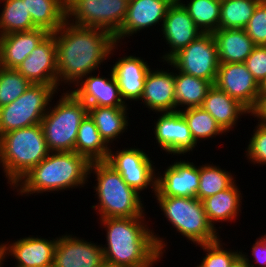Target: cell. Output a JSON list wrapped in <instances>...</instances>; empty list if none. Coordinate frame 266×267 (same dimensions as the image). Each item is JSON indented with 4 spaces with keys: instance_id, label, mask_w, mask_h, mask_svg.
I'll return each mask as SVG.
<instances>
[{
    "instance_id": "1",
    "label": "cell",
    "mask_w": 266,
    "mask_h": 267,
    "mask_svg": "<svg viewBox=\"0 0 266 267\" xmlns=\"http://www.w3.org/2000/svg\"><path fill=\"white\" fill-rule=\"evenodd\" d=\"M53 34L57 47L58 87L61 83L77 85L118 47L114 35L109 32L67 21Z\"/></svg>"
},
{
    "instance_id": "2",
    "label": "cell",
    "mask_w": 266,
    "mask_h": 267,
    "mask_svg": "<svg viewBox=\"0 0 266 267\" xmlns=\"http://www.w3.org/2000/svg\"><path fill=\"white\" fill-rule=\"evenodd\" d=\"M144 218L100 219L107 231V247H102L105 261L124 267H152L160 260L166 247L164 238L148 229Z\"/></svg>"
},
{
    "instance_id": "3",
    "label": "cell",
    "mask_w": 266,
    "mask_h": 267,
    "mask_svg": "<svg viewBox=\"0 0 266 267\" xmlns=\"http://www.w3.org/2000/svg\"><path fill=\"white\" fill-rule=\"evenodd\" d=\"M91 162L73 152H51L13 187L18 194L68 190L85 185ZM88 175V176H87ZM16 187V188H15Z\"/></svg>"
},
{
    "instance_id": "4",
    "label": "cell",
    "mask_w": 266,
    "mask_h": 267,
    "mask_svg": "<svg viewBox=\"0 0 266 267\" xmlns=\"http://www.w3.org/2000/svg\"><path fill=\"white\" fill-rule=\"evenodd\" d=\"M49 153L41 123L0 136V164L11 187Z\"/></svg>"
},
{
    "instance_id": "5",
    "label": "cell",
    "mask_w": 266,
    "mask_h": 267,
    "mask_svg": "<svg viewBox=\"0 0 266 267\" xmlns=\"http://www.w3.org/2000/svg\"><path fill=\"white\" fill-rule=\"evenodd\" d=\"M91 173L96 174L97 186L94 191L99 199L92 208L97 209L101 219L145 217L140 194L111 165L106 161L91 162L89 175Z\"/></svg>"
},
{
    "instance_id": "6",
    "label": "cell",
    "mask_w": 266,
    "mask_h": 267,
    "mask_svg": "<svg viewBox=\"0 0 266 267\" xmlns=\"http://www.w3.org/2000/svg\"><path fill=\"white\" fill-rule=\"evenodd\" d=\"M57 105L44 115L43 128L50 152H73L81 121L88 114V107L72 92L62 94Z\"/></svg>"
},
{
    "instance_id": "7",
    "label": "cell",
    "mask_w": 266,
    "mask_h": 267,
    "mask_svg": "<svg viewBox=\"0 0 266 267\" xmlns=\"http://www.w3.org/2000/svg\"><path fill=\"white\" fill-rule=\"evenodd\" d=\"M155 197L166 219L183 237L197 246L220 239L217 229L209 223L202 201L197 197Z\"/></svg>"
},
{
    "instance_id": "8",
    "label": "cell",
    "mask_w": 266,
    "mask_h": 267,
    "mask_svg": "<svg viewBox=\"0 0 266 267\" xmlns=\"http://www.w3.org/2000/svg\"><path fill=\"white\" fill-rule=\"evenodd\" d=\"M57 88L58 86L31 84L18 99L1 107L0 136L41 123Z\"/></svg>"
},
{
    "instance_id": "9",
    "label": "cell",
    "mask_w": 266,
    "mask_h": 267,
    "mask_svg": "<svg viewBox=\"0 0 266 267\" xmlns=\"http://www.w3.org/2000/svg\"><path fill=\"white\" fill-rule=\"evenodd\" d=\"M127 8L126 0H66V21L115 36L124 23Z\"/></svg>"
},
{
    "instance_id": "10",
    "label": "cell",
    "mask_w": 266,
    "mask_h": 267,
    "mask_svg": "<svg viewBox=\"0 0 266 267\" xmlns=\"http://www.w3.org/2000/svg\"><path fill=\"white\" fill-rule=\"evenodd\" d=\"M167 63L174 67V70L214 84L219 61L217 44L213 34L203 33L176 53Z\"/></svg>"
},
{
    "instance_id": "11",
    "label": "cell",
    "mask_w": 266,
    "mask_h": 267,
    "mask_svg": "<svg viewBox=\"0 0 266 267\" xmlns=\"http://www.w3.org/2000/svg\"><path fill=\"white\" fill-rule=\"evenodd\" d=\"M110 148L106 162L117 170L123 180L139 194L150 186L156 192L157 175L151 158L143 150L125 148L114 152Z\"/></svg>"
},
{
    "instance_id": "12",
    "label": "cell",
    "mask_w": 266,
    "mask_h": 267,
    "mask_svg": "<svg viewBox=\"0 0 266 267\" xmlns=\"http://www.w3.org/2000/svg\"><path fill=\"white\" fill-rule=\"evenodd\" d=\"M251 111L260 96V85L245 63H219L213 84Z\"/></svg>"
},
{
    "instance_id": "13",
    "label": "cell",
    "mask_w": 266,
    "mask_h": 267,
    "mask_svg": "<svg viewBox=\"0 0 266 267\" xmlns=\"http://www.w3.org/2000/svg\"><path fill=\"white\" fill-rule=\"evenodd\" d=\"M31 84L58 86L57 47L49 33L16 68Z\"/></svg>"
},
{
    "instance_id": "14",
    "label": "cell",
    "mask_w": 266,
    "mask_h": 267,
    "mask_svg": "<svg viewBox=\"0 0 266 267\" xmlns=\"http://www.w3.org/2000/svg\"><path fill=\"white\" fill-rule=\"evenodd\" d=\"M161 28L166 44L170 47L169 52L161 57L164 59L163 62L169 61L181 49L203 34L178 0H174L168 7Z\"/></svg>"
},
{
    "instance_id": "15",
    "label": "cell",
    "mask_w": 266,
    "mask_h": 267,
    "mask_svg": "<svg viewBox=\"0 0 266 267\" xmlns=\"http://www.w3.org/2000/svg\"><path fill=\"white\" fill-rule=\"evenodd\" d=\"M154 125V135L158 147L173 155H185L193 151L194 142L187 122L180 111L160 112Z\"/></svg>"
},
{
    "instance_id": "16",
    "label": "cell",
    "mask_w": 266,
    "mask_h": 267,
    "mask_svg": "<svg viewBox=\"0 0 266 267\" xmlns=\"http://www.w3.org/2000/svg\"><path fill=\"white\" fill-rule=\"evenodd\" d=\"M97 245L68 234L57 237L52 267H100L105 260Z\"/></svg>"
},
{
    "instance_id": "17",
    "label": "cell",
    "mask_w": 266,
    "mask_h": 267,
    "mask_svg": "<svg viewBox=\"0 0 266 267\" xmlns=\"http://www.w3.org/2000/svg\"><path fill=\"white\" fill-rule=\"evenodd\" d=\"M157 175L155 196L197 197L199 166L196 167L193 162H174L164 174L158 172Z\"/></svg>"
},
{
    "instance_id": "18",
    "label": "cell",
    "mask_w": 266,
    "mask_h": 267,
    "mask_svg": "<svg viewBox=\"0 0 266 267\" xmlns=\"http://www.w3.org/2000/svg\"><path fill=\"white\" fill-rule=\"evenodd\" d=\"M174 0H133L128 2L127 15L120 30L115 34V42L132 36L134 33L155 26H161L168 7Z\"/></svg>"
},
{
    "instance_id": "19",
    "label": "cell",
    "mask_w": 266,
    "mask_h": 267,
    "mask_svg": "<svg viewBox=\"0 0 266 267\" xmlns=\"http://www.w3.org/2000/svg\"><path fill=\"white\" fill-rule=\"evenodd\" d=\"M110 78L85 76L77 85V89L71 90L87 107H127L120 95L117 81L111 70Z\"/></svg>"
},
{
    "instance_id": "20",
    "label": "cell",
    "mask_w": 266,
    "mask_h": 267,
    "mask_svg": "<svg viewBox=\"0 0 266 267\" xmlns=\"http://www.w3.org/2000/svg\"><path fill=\"white\" fill-rule=\"evenodd\" d=\"M57 238L24 237L15 242L5 243V257H15L17 265L24 267H52ZM8 254V256H7Z\"/></svg>"
},
{
    "instance_id": "21",
    "label": "cell",
    "mask_w": 266,
    "mask_h": 267,
    "mask_svg": "<svg viewBox=\"0 0 266 267\" xmlns=\"http://www.w3.org/2000/svg\"><path fill=\"white\" fill-rule=\"evenodd\" d=\"M168 71L150 68L146 75L141 101L153 112L176 111L175 73Z\"/></svg>"
},
{
    "instance_id": "22",
    "label": "cell",
    "mask_w": 266,
    "mask_h": 267,
    "mask_svg": "<svg viewBox=\"0 0 266 267\" xmlns=\"http://www.w3.org/2000/svg\"><path fill=\"white\" fill-rule=\"evenodd\" d=\"M117 81L120 95L126 100H141L145 79L150 66L140 57L123 56L111 68Z\"/></svg>"
},
{
    "instance_id": "23",
    "label": "cell",
    "mask_w": 266,
    "mask_h": 267,
    "mask_svg": "<svg viewBox=\"0 0 266 267\" xmlns=\"http://www.w3.org/2000/svg\"><path fill=\"white\" fill-rule=\"evenodd\" d=\"M49 34L42 28L0 36V67L16 69Z\"/></svg>"
},
{
    "instance_id": "24",
    "label": "cell",
    "mask_w": 266,
    "mask_h": 267,
    "mask_svg": "<svg viewBox=\"0 0 266 267\" xmlns=\"http://www.w3.org/2000/svg\"><path fill=\"white\" fill-rule=\"evenodd\" d=\"M201 108L215 119L225 133L232 130L241 115H250V111L237 99L230 97L214 85L208 90Z\"/></svg>"
},
{
    "instance_id": "25",
    "label": "cell",
    "mask_w": 266,
    "mask_h": 267,
    "mask_svg": "<svg viewBox=\"0 0 266 267\" xmlns=\"http://www.w3.org/2000/svg\"><path fill=\"white\" fill-rule=\"evenodd\" d=\"M213 36L219 63H244L256 46L245 29H218Z\"/></svg>"
},
{
    "instance_id": "26",
    "label": "cell",
    "mask_w": 266,
    "mask_h": 267,
    "mask_svg": "<svg viewBox=\"0 0 266 267\" xmlns=\"http://www.w3.org/2000/svg\"><path fill=\"white\" fill-rule=\"evenodd\" d=\"M240 192L236 182H234L226 190L219 191L215 195L202 200L204 211L214 229H216L215 222L226 220L232 222V220L237 218L242 204Z\"/></svg>"
},
{
    "instance_id": "27",
    "label": "cell",
    "mask_w": 266,
    "mask_h": 267,
    "mask_svg": "<svg viewBox=\"0 0 266 267\" xmlns=\"http://www.w3.org/2000/svg\"><path fill=\"white\" fill-rule=\"evenodd\" d=\"M127 110V107H88V115L108 145L127 129Z\"/></svg>"
},
{
    "instance_id": "28",
    "label": "cell",
    "mask_w": 266,
    "mask_h": 267,
    "mask_svg": "<svg viewBox=\"0 0 266 267\" xmlns=\"http://www.w3.org/2000/svg\"><path fill=\"white\" fill-rule=\"evenodd\" d=\"M110 146L101 137L94 121L87 114L77 132L75 152L86 157L90 162L106 161Z\"/></svg>"
},
{
    "instance_id": "29",
    "label": "cell",
    "mask_w": 266,
    "mask_h": 267,
    "mask_svg": "<svg viewBox=\"0 0 266 267\" xmlns=\"http://www.w3.org/2000/svg\"><path fill=\"white\" fill-rule=\"evenodd\" d=\"M26 7L33 24L49 33L66 21V0H26Z\"/></svg>"
},
{
    "instance_id": "30",
    "label": "cell",
    "mask_w": 266,
    "mask_h": 267,
    "mask_svg": "<svg viewBox=\"0 0 266 267\" xmlns=\"http://www.w3.org/2000/svg\"><path fill=\"white\" fill-rule=\"evenodd\" d=\"M178 73V74H177ZM212 83L187 75L177 70L175 73V102L177 107L196 108L201 107Z\"/></svg>"
},
{
    "instance_id": "31",
    "label": "cell",
    "mask_w": 266,
    "mask_h": 267,
    "mask_svg": "<svg viewBox=\"0 0 266 267\" xmlns=\"http://www.w3.org/2000/svg\"><path fill=\"white\" fill-rule=\"evenodd\" d=\"M1 1H4V5L0 14V36L37 28L27 11L26 0Z\"/></svg>"
},
{
    "instance_id": "32",
    "label": "cell",
    "mask_w": 266,
    "mask_h": 267,
    "mask_svg": "<svg viewBox=\"0 0 266 267\" xmlns=\"http://www.w3.org/2000/svg\"><path fill=\"white\" fill-rule=\"evenodd\" d=\"M261 0H221L219 29H245Z\"/></svg>"
},
{
    "instance_id": "33",
    "label": "cell",
    "mask_w": 266,
    "mask_h": 267,
    "mask_svg": "<svg viewBox=\"0 0 266 267\" xmlns=\"http://www.w3.org/2000/svg\"><path fill=\"white\" fill-rule=\"evenodd\" d=\"M196 27L203 33H214L219 29L221 0H190L183 4Z\"/></svg>"
},
{
    "instance_id": "34",
    "label": "cell",
    "mask_w": 266,
    "mask_h": 267,
    "mask_svg": "<svg viewBox=\"0 0 266 267\" xmlns=\"http://www.w3.org/2000/svg\"><path fill=\"white\" fill-rule=\"evenodd\" d=\"M235 182L231 172L213 164L199 166V188L197 198L203 199L226 190Z\"/></svg>"
},
{
    "instance_id": "35",
    "label": "cell",
    "mask_w": 266,
    "mask_h": 267,
    "mask_svg": "<svg viewBox=\"0 0 266 267\" xmlns=\"http://www.w3.org/2000/svg\"><path fill=\"white\" fill-rule=\"evenodd\" d=\"M178 111L181 112L187 122L191 136L196 144L201 139L206 140L225 133L216 123L215 119L201 107L184 110L179 108Z\"/></svg>"
},
{
    "instance_id": "36",
    "label": "cell",
    "mask_w": 266,
    "mask_h": 267,
    "mask_svg": "<svg viewBox=\"0 0 266 267\" xmlns=\"http://www.w3.org/2000/svg\"><path fill=\"white\" fill-rule=\"evenodd\" d=\"M31 83L16 69L0 67V108L14 102Z\"/></svg>"
},
{
    "instance_id": "37",
    "label": "cell",
    "mask_w": 266,
    "mask_h": 267,
    "mask_svg": "<svg viewBox=\"0 0 266 267\" xmlns=\"http://www.w3.org/2000/svg\"><path fill=\"white\" fill-rule=\"evenodd\" d=\"M219 239L212 243L199 245L206 255L201 260L204 267H229L231 263L241 254L239 251L225 250Z\"/></svg>"
},
{
    "instance_id": "38",
    "label": "cell",
    "mask_w": 266,
    "mask_h": 267,
    "mask_svg": "<svg viewBox=\"0 0 266 267\" xmlns=\"http://www.w3.org/2000/svg\"><path fill=\"white\" fill-rule=\"evenodd\" d=\"M245 31L255 45L266 46V0L258 3Z\"/></svg>"
},
{
    "instance_id": "39",
    "label": "cell",
    "mask_w": 266,
    "mask_h": 267,
    "mask_svg": "<svg viewBox=\"0 0 266 267\" xmlns=\"http://www.w3.org/2000/svg\"><path fill=\"white\" fill-rule=\"evenodd\" d=\"M255 129L245 154L253 164L266 165V124L259 123Z\"/></svg>"
},
{
    "instance_id": "40",
    "label": "cell",
    "mask_w": 266,
    "mask_h": 267,
    "mask_svg": "<svg viewBox=\"0 0 266 267\" xmlns=\"http://www.w3.org/2000/svg\"><path fill=\"white\" fill-rule=\"evenodd\" d=\"M244 63L261 86L266 80V46L256 45Z\"/></svg>"
},
{
    "instance_id": "41",
    "label": "cell",
    "mask_w": 266,
    "mask_h": 267,
    "mask_svg": "<svg viewBox=\"0 0 266 267\" xmlns=\"http://www.w3.org/2000/svg\"><path fill=\"white\" fill-rule=\"evenodd\" d=\"M252 248V255L255 259L254 262L258 265V267H266V234L262 235L253 243ZM241 255L246 259L248 265L250 267H255V265L251 264L249 258L247 257L246 253H242Z\"/></svg>"
},
{
    "instance_id": "42",
    "label": "cell",
    "mask_w": 266,
    "mask_h": 267,
    "mask_svg": "<svg viewBox=\"0 0 266 267\" xmlns=\"http://www.w3.org/2000/svg\"><path fill=\"white\" fill-rule=\"evenodd\" d=\"M251 115L258 118V123L266 124V94H260L255 107L250 111Z\"/></svg>"
},
{
    "instance_id": "43",
    "label": "cell",
    "mask_w": 266,
    "mask_h": 267,
    "mask_svg": "<svg viewBox=\"0 0 266 267\" xmlns=\"http://www.w3.org/2000/svg\"><path fill=\"white\" fill-rule=\"evenodd\" d=\"M229 267H250L246 259L240 254Z\"/></svg>"
},
{
    "instance_id": "44",
    "label": "cell",
    "mask_w": 266,
    "mask_h": 267,
    "mask_svg": "<svg viewBox=\"0 0 266 267\" xmlns=\"http://www.w3.org/2000/svg\"><path fill=\"white\" fill-rule=\"evenodd\" d=\"M3 259L5 260V243L0 244V267H3L2 266V264H4Z\"/></svg>"
},
{
    "instance_id": "45",
    "label": "cell",
    "mask_w": 266,
    "mask_h": 267,
    "mask_svg": "<svg viewBox=\"0 0 266 267\" xmlns=\"http://www.w3.org/2000/svg\"><path fill=\"white\" fill-rule=\"evenodd\" d=\"M100 267H124V266L112 264V263H109L107 261H104Z\"/></svg>"
},
{
    "instance_id": "46",
    "label": "cell",
    "mask_w": 266,
    "mask_h": 267,
    "mask_svg": "<svg viewBox=\"0 0 266 267\" xmlns=\"http://www.w3.org/2000/svg\"><path fill=\"white\" fill-rule=\"evenodd\" d=\"M196 267H204L201 263L199 265H197Z\"/></svg>"
}]
</instances>
